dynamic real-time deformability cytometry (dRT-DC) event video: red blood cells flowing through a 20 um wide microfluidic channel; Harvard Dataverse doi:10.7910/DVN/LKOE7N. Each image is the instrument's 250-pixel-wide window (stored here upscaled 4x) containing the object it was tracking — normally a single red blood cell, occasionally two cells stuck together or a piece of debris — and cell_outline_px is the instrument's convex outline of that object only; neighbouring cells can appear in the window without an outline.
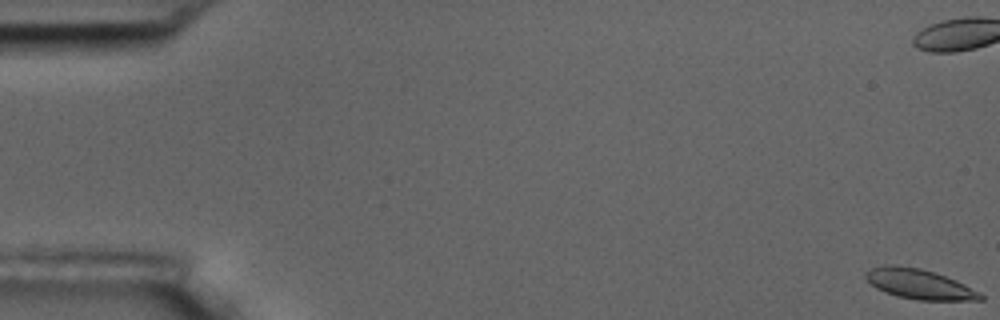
{"species": "common noctule bat (a hibernating species)", "species_latin": "Nyctalus noctula", "temperature_condition": "room temperature", "stored_images_in_passage": 7, "camera_frame_rate_fps": 3000, "um_per_image_px": 0.085, "animal": {"sex": "male", "body_mass_g": 17.5, "forearm_length_mm": 52.3}, "frame": {"image": 1, "passage_image": 1, "time_ms": 0.0, "image_size_px": [1000, 320], "cell_outline_px": [[984, 300], [916, 300], [884, 292], [876, 288], [864, 276], [872, 268], [888, 264], [896, 264], [920, 268], [936, 272], [956, 280], [980, 292], [984, 296]], "centroid_in_image_um": [78.17, 24.14], "position_along_channel_um": 6.8, "area_um2": 20.0}}
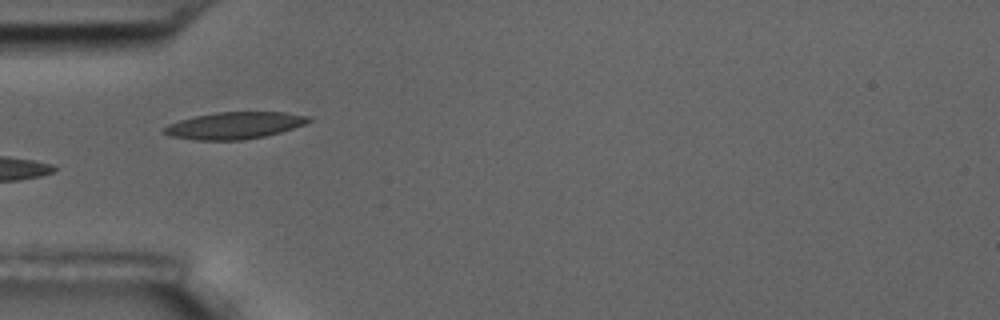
{"frame": {"image": 2, "passage_image": 6, "time_ms": 6.667, "image_size_px": [1000, 320], "cell_outline_px": [[312, 120], [304, 124], [280, 132], [264, 136], [244, 140], [192, 140], [172, 136], [160, 132], [160, 128], [168, 124], [180, 120], [196, 116], [216, 112], [284, 112], [308, 116]], "centroid_in_image_um": [19.87, 10.67], "position_along_channel_um": 65.1, "area_um2": 22.66}}